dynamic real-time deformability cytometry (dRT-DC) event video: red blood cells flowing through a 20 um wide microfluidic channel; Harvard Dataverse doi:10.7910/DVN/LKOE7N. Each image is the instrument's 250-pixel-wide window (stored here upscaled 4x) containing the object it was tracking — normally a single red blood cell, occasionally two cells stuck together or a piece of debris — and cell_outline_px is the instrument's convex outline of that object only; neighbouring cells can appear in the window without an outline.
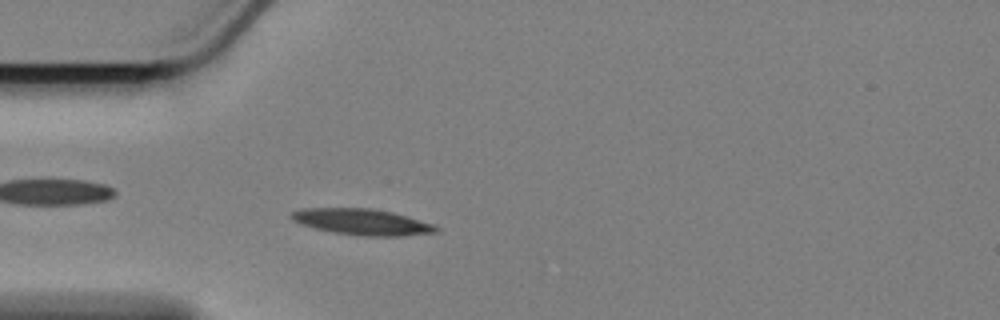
{"species": "Egyptian fruit bat (a non-hibernating species)", "species_latin": "Rousettus aegyptiacus", "temperature_condition": "cold", "stored_images_in_passage": 49, "camera_frame_rate_fps": 3000, "um_per_image_px": 0.085, "animal": {"sex": "female"}, "frame": {"image": 1, "passage_image": 7, "time_ms": 2.0, "image_size_px": [1000, 320], "cell_outline_px": [[440, 232], [404, 236], [360, 236], [332, 232], [312, 228], [300, 224], [292, 220], [288, 216], [292, 212], [300, 208], [372, 208], [392, 212], [408, 216], [436, 224], [440, 228]], "centroid_in_image_um": [30.8, 18.87], "position_along_channel_um": 54.2, "area_um2": 22.54}}
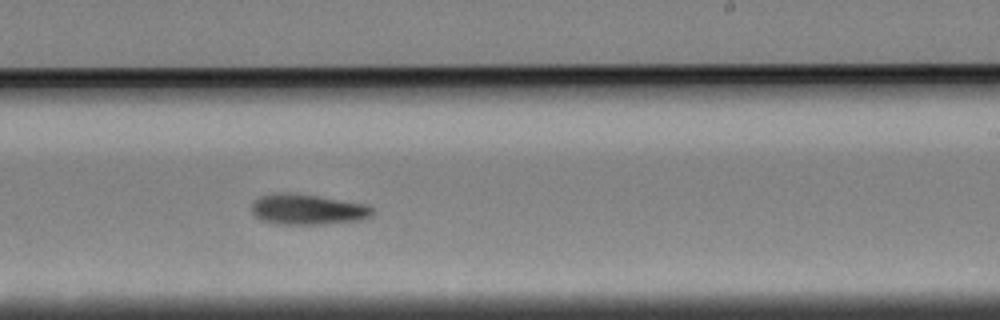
{"frame": {"image": 2, "passage_image": 26, "time_ms": 8.333, "image_size_px": [1000, 320], "cell_outline_px": [[372, 216], [364, 220], [328, 224], [276, 224], [260, 220], [252, 212], [252, 200], [260, 196], [276, 192], [288, 192], [316, 196], [368, 204], [372, 208]], "centroid_in_image_um": [26.14, 17.8], "position_along_channel_um": 262.9, "area_um2": 21.79}}
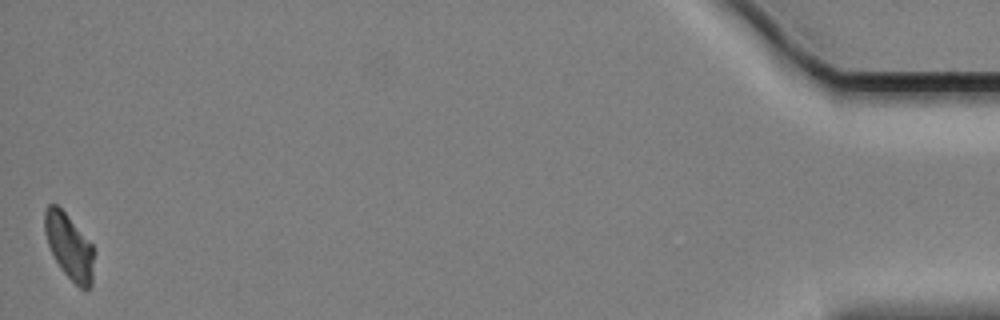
{"frame": {"image": 3, "passage_image": 49, "time_ms": 16.0, "image_size_px": [1000, 320], "cell_outline_px": [[92, 284], [88, 288], [80, 288], [60, 268], [48, 244], [44, 232], [44, 212], [48, 204], [56, 204], [64, 212], [92, 244]], "centroid_in_image_um": [5.85, 20.92], "position_along_channel_um": 429.4, "area_um2": 18.21}, "authors_computed_cell_mechanics": {"area_um2": 20.808, "velocity_mm_per_s": 3.3816, "shape_relaxation_time_tau1_ms": 5.1878, "shape_relaxation_time_tau2_ms": null, "deformation_change_tau1": 0.1329, "deformation_change_tau2": null}}